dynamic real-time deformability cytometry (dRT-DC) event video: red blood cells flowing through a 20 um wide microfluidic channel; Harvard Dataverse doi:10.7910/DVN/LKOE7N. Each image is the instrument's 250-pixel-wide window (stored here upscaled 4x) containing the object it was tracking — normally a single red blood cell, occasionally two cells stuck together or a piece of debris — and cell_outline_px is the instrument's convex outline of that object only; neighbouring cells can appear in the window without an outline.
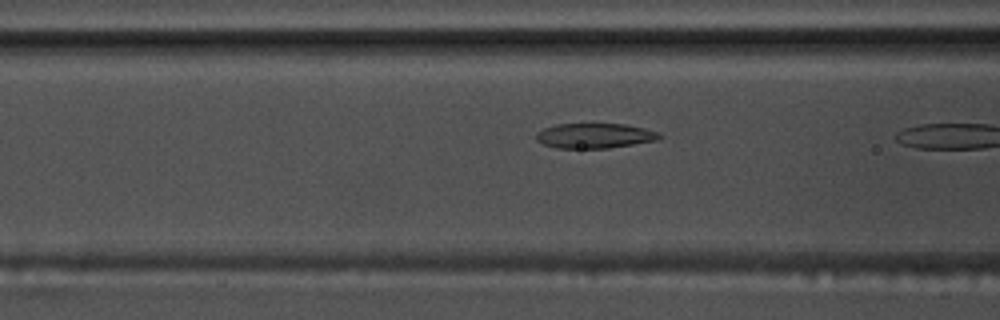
{"species": "common noctule bat (a hibernating species)", "species_latin": "Nyctalus noctula", "temperature_condition": "warm", "stored_images_in_passage": 9, "camera_frame_rate_fps": 3000, "um_per_image_px": 0.085, "animal": {"sex": "male", "body_mass_g": 17.5, "forearm_length_mm": 52.3}, "frame": {"image": 1, "passage_image": 8, "time_ms": 2.333, "image_size_px": [1000, 320], "cell_outline_px": [[664, 136], [656, 140], [608, 148], [556, 148], [544, 144], [536, 140], [536, 132], [544, 128], [556, 124], [624, 124], [644, 128], [660, 132]], "centroid_in_image_um": [50.55, 11.53], "position_along_channel_um": 116.1, "area_um2": 17.92}}